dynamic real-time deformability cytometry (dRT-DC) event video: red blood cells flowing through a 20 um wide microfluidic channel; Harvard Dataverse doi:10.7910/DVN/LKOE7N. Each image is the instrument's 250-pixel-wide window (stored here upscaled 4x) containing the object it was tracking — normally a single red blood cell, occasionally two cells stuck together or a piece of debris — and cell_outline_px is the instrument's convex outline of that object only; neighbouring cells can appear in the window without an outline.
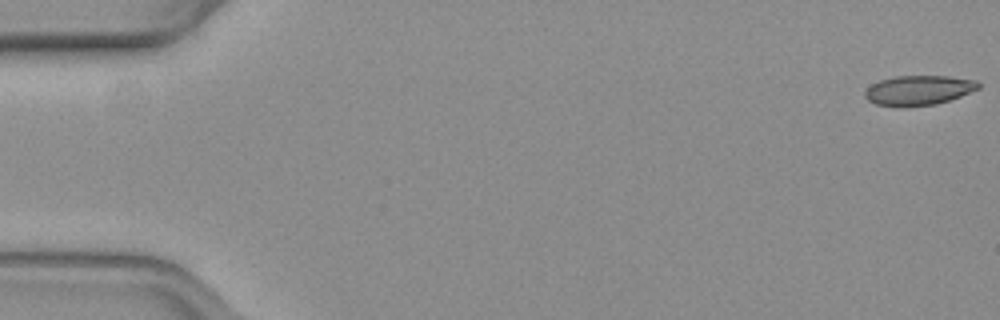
{"species": "common noctule bat (a hibernating species)", "species_latin": "Nyctalus noctula", "temperature_condition": "warm", "stored_images_in_passage": 56, "camera_frame_rate_fps": 3000, "um_per_image_px": 0.085, "animal": {"sex": "female", "body_mass_g": 19.3, "forearm_length_mm": 54.1}, "frame": {"image": 1, "passage_image": 1, "time_ms": 0.0, "image_size_px": [1000, 320], "cell_outline_px": [[980, 88], [960, 96], [936, 104], [900, 108], [876, 104], [868, 100], [864, 96], [864, 92], [872, 84], [880, 80], [896, 76], [948, 76], [976, 80], [980, 84]], "centroid_in_image_um": [78.06, 7.68], "position_along_channel_um": 6.9, "area_um2": 19.77}}
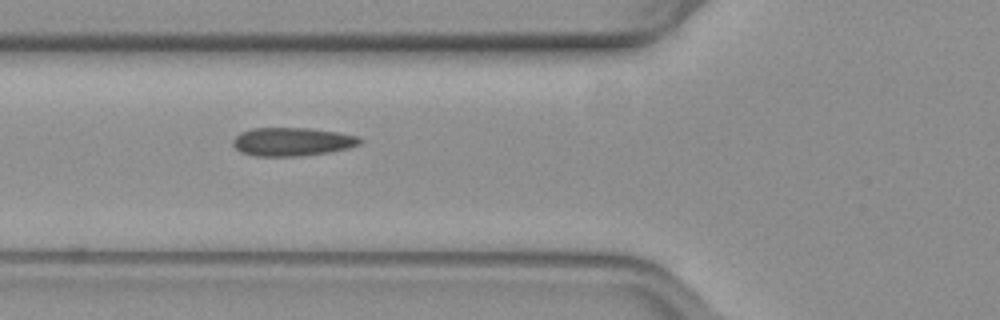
{"frame": {"image": 2, "passage_image": 21, "time_ms": 6.667, "image_size_px": [1000, 320], "cell_outline_px": [[364, 140], [360, 144], [348, 148], [328, 152], [300, 156], [256, 156], [240, 152], [232, 144], [232, 140], [240, 132], [252, 128], [308, 128], [336, 132], [360, 136]], "centroid_in_image_um": [24.83, 12.04], "position_along_channel_um": 101.0, "area_um2": 21.1}}
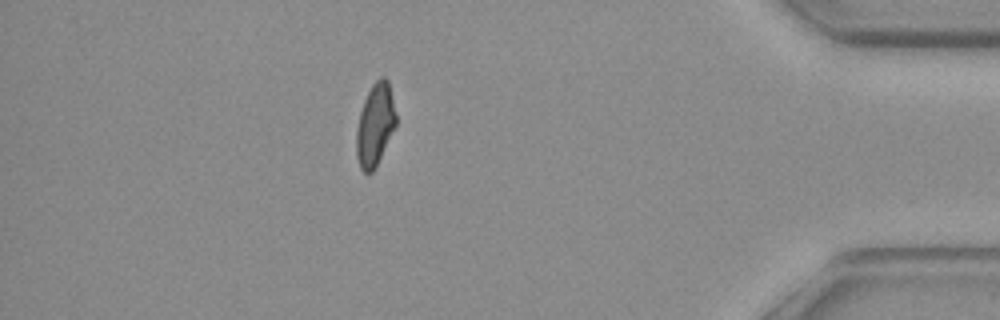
{"frame": {"image": 3, "passage_image": 49, "time_ms": 16.0, "image_size_px": [1000, 320], "cell_outline_px": [[396, 124], [376, 168], [372, 172], [364, 172], [360, 168], [356, 156], [356, 132], [360, 112], [364, 100], [372, 84], [380, 76], [384, 76], [388, 80], [396, 116]], "centroid_in_image_um": [31.87, 10.62], "position_along_channel_um": 403.3, "area_um2": 18.9}, "authors_computed_cell_mechanics": {"area_um2": 20.0566, "velocity_mm_per_s": 3.7366, "shape_relaxation_time_tau1_ms": null, "shape_relaxation_time_tau2_ms": 1.5565, "deformation_change_tau1": null, "deformation_change_tau2": 0.0708}}